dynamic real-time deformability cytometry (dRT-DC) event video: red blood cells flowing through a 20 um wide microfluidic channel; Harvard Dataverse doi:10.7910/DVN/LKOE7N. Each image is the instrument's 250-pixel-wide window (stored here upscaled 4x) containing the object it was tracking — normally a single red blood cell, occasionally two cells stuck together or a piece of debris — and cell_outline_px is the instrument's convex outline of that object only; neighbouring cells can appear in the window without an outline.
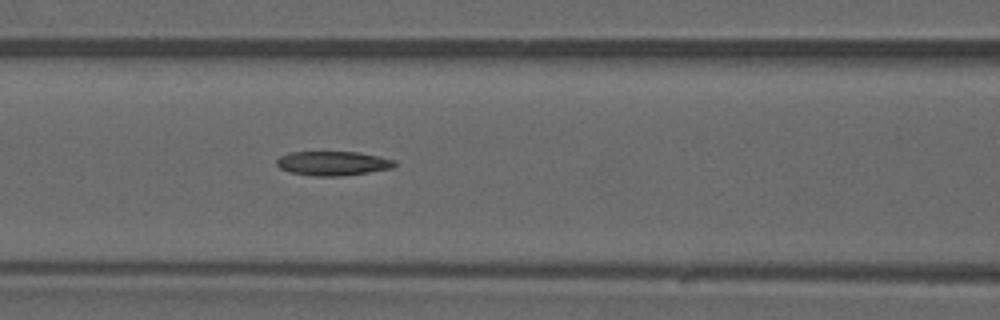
{"species": "common noctule bat (a hibernating species)", "species_latin": "Nyctalus noctula", "temperature_condition": "warm", "stored_images_in_passage": 46, "camera_frame_rate_fps": 3000, "um_per_image_px": 0.085, "animal": {"sex": "male", "forearm_length_mm": 52.5}, "frame": {"image": 1, "passage_image": 20, "time_ms": 6.333, "image_size_px": [1000, 320], "cell_outline_px": [[396, 164], [392, 168], [368, 172], [340, 176], [316, 176], [292, 172], [280, 168], [276, 164], [276, 160], [280, 156], [288, 152], [360, 152], [380, 156], [396, 160]], "centroid_in_image_um": [28.31, 13.87], "position_along_channel_um": 138.3, "area_um2": 16.65}}